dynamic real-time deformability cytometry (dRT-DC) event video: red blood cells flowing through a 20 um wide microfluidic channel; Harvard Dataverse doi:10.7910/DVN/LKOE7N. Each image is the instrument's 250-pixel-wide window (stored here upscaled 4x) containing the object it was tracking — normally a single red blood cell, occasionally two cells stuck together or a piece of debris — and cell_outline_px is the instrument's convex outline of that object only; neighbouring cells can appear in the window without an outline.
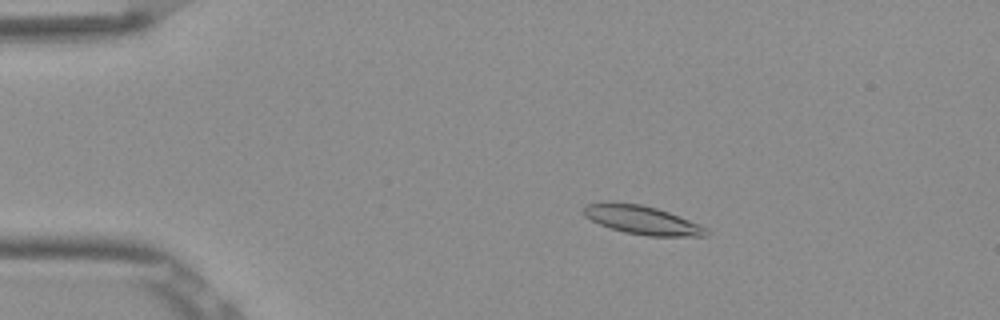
{"species": "Egyptian fruit bat (a non-hibernating species)", "species_latin": "Rousettus aegyptiacus", "temperature_condition": "room temperature", "stored_images_in_passage": 54, "camera_frame_rate_fps": 3000, "um_per_image_px": 0.085, "frame": {"image": 1, "passage_image": 11, "time_ms": 3.333, "image_size_px": [1000, 320], "cell_outline_px": [[708, 236], [648, 236], [624, 232], [600, 224], [584, 216], [584, 208], [588, 204], [604, 200], [612, 200], [640, 204], [656, 208], [668, 212], [700, 224], [708, 228]], "centroid_in_image_um": [54.56, 18.68], "position_along_channel_um": 30.4, "area_um2": 20.63}}
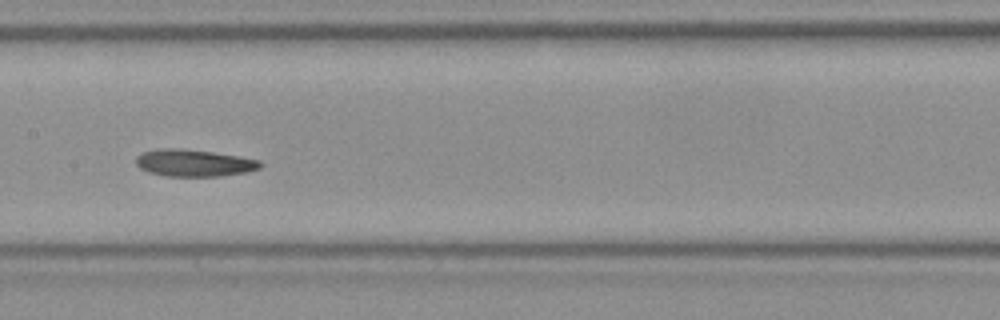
{"frame": {"image": 2, "passage_image": 28, "time_ms": 9.0, "image_size_px": [1000, 320], "cell_outline_px": [[264, 164], [260, 168], [248, 172], [220, 176], [168, 176], [148, 172], [140, 168], [136, 164], [136, 156], [144, 152], [156, 148], [180, 148], [212, 152], [260, 160]], "centroid_in_image_um": [16.49, 13.85], "position_along_channel_um": 190.9, "area_um2": 19.59}}
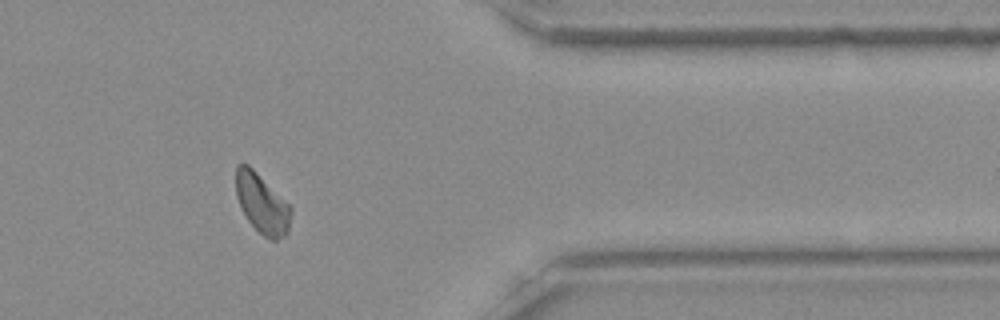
{"frame": {"image": 3, "passage_image": 45, "time_ms": 14.667, "image_size_px": [1000, 320], "cell_outline_px": [[292, 212], [288, 232], [284, 236], [276, 240], [272, 240], [264, 236], [248, 220], [240, 208], [236, 196], [236, 164], [248, 164], [292, 208]], "centroid_in_image_um": [22.26, 17.32], "position_along_channel_um": 389.1, "area_um2": 18.84}, "authors_computed_cell_mechanics": {"area_um2": 19.5942, "velocity_mm_per_s": 3.8283, "shape_relaxation_time_tau1_ms": null, "shape_relaxation_time_tau2_ms": 10.8705, "deformation_change_tau1": null, "deformation_change_tau2": 0.1608}}